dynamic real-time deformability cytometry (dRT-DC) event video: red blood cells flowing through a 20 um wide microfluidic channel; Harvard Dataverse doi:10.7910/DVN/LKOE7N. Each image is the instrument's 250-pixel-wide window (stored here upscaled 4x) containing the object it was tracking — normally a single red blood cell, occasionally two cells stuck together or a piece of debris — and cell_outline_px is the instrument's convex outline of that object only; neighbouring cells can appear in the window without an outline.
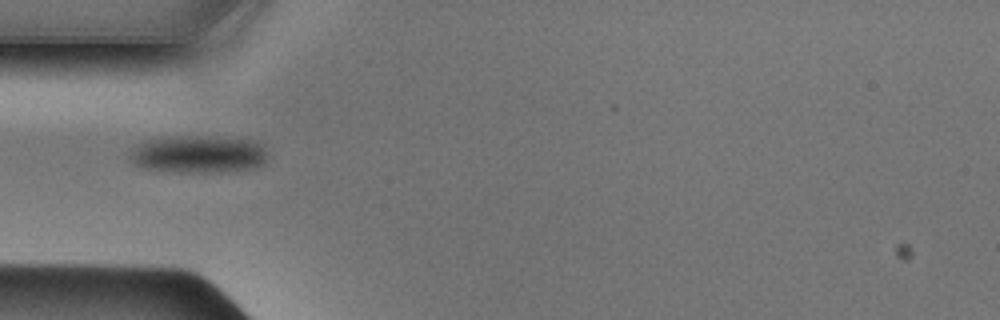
{"species": "Egyptian fruit bat (a non-hibernating species)", "species_latin": "Rousettus aegyptiacus", "temperature_condition": "cold", "stored_images_in_passage": 35, "camera_frame_rate_fps": 3000, "um_per_image_px": 0.085, "animal": {"sex": "male"}, "frame": {"image": 1, "passage_image": 1, "time_ms": 0.0, "image_size_px": [1000, 320], "cell_outline_px": [[268, 156], [264, 164], [256, 168], [220, 172], [180, 172], [144, 168], [136, 164], [132, 160], [132, 148], [144, 140], [176, 136], [212, 136], [256, 140], [264, 144]], "centroid_in_image_um": [16.96, 13.09], "position_along_channel_um": 68.0, "area_um2": 30.46}}
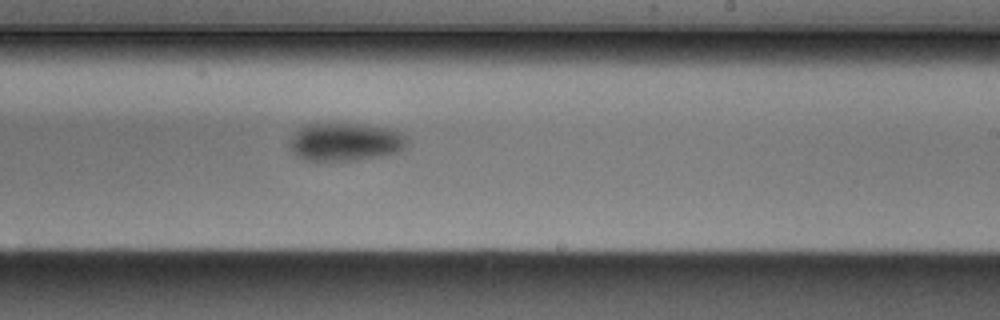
{"frame": {"image": 2, "passage_image": 15, "time_ms": 4.667, "image_size_px": [1000, 320], "cell_outline_px": [[404, 148], [396, 152], [380, 156], [356, 160], [304, 160], [296, 156], [288, 148], [288, 140], [304, 124], [360, 124], [392, 128], [400, 132], [404, 136]], "centroid_in_image_um": [29.28, 12.06], "position_along_channel_um": 259.7, "area_um2": 25.95}}
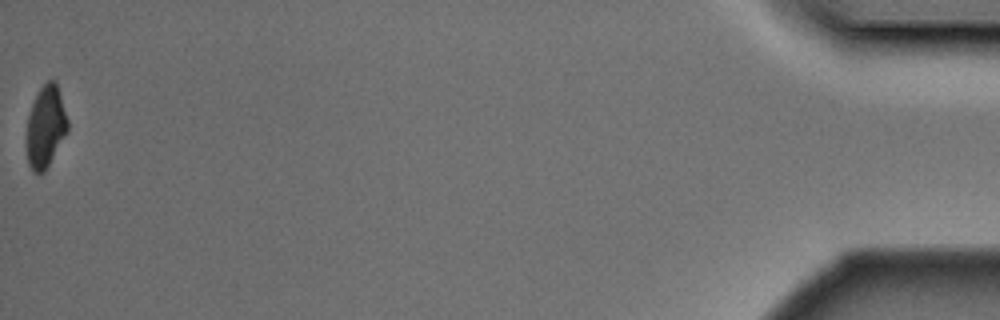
{"frame": {"image": 3, "passage_image": 35, "time_ms": 11.333, "image_size_px": [1000, 320], "cell_outline_px": [[68, 132], [44, 172], [32, 172], [28, 164], [24, 144], [24, 136], [28, 116], [32, 104], [40, 88], [48, 80], [56, 80], [68, 120]], "centroid_in_image_um": [3.84, 10.8], "position_along_channel_um": 431.4, "area_um2": 20.06}}